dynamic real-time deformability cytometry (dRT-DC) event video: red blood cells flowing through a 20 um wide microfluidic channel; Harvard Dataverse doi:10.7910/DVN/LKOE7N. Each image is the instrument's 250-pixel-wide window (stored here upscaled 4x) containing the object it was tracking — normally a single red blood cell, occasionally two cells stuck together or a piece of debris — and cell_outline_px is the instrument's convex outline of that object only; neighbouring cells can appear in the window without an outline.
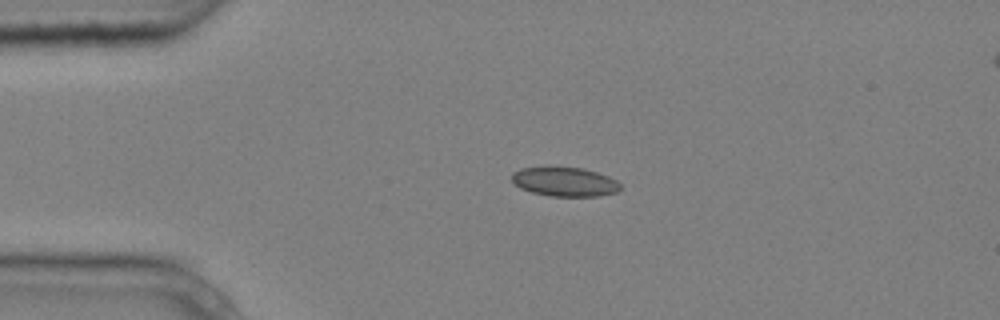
{"species": "common noctule bat (a hibernating species)", "species_latin": "Nyctalus noctula", "temperature_condition": "cold", "stored_images_in_passage": 4, "camera_frame_rate_fps": 3000, "um_per_image_px": 0.085, "animal": {"sex": "male", "body_mass_g": 20.4}, "frame": {"image": 1, "passage_image": 2, "time_ms": 0.333, "image_size_px": [1000, 320], "cell_outline_px": [[620, 188], [616, 192], [600, 196], [552, 196], [532, 192], [520, 188], [512, 180], [512, 172], [520, 168], [548, 164], [552, 164], [584, 168], [608, 176], [616, 180], [620, 184]], "centroid_in_image_um": [47.95, 15.39], "position_along_channel_um": 37.0, "area_um2": 19.13}}